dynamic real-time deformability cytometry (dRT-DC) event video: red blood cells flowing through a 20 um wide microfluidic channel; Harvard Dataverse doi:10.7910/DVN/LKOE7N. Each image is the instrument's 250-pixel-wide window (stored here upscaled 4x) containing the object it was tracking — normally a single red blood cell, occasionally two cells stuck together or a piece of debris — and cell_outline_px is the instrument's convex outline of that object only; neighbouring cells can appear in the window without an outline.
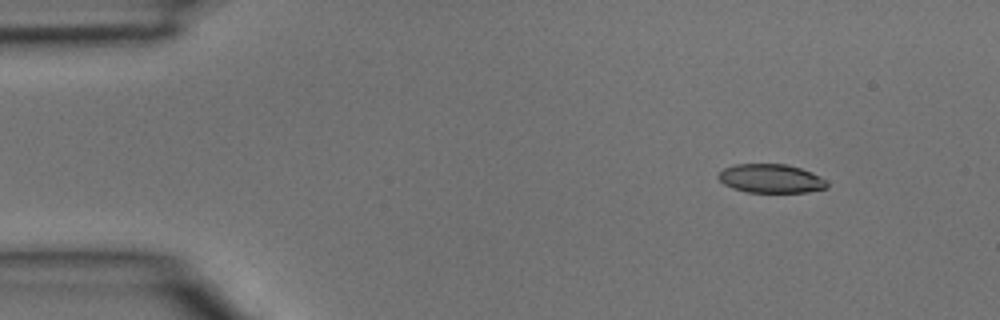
{"species": "common noctule bat (a hibernating species)", "species_latin": "Nyctalus noctula", "temperature_condition": "room temperature", "stored_images_in_passage": 5, "segment_of_instrument_passage": [1, 2], "camera_frame_rate_fps": 3000, "um_per_image_px": 0.085, "animal": {"sex": "male", "body_mass_g": 15.6}, "frame": {"image": 1, "passage_image": 2, "time_ms": 0.333, "image_size_px": [1000, 320], "cell_outline_px": [[828, 188], [808, 192], [748, 192], [732, 188], [724, 184], [716, 176], [724, 168], [736, 164], [788, 164], [812, 172], [828, 180]], "centroid_in_image_um": [65.56, 15.17], "position_along_channel_um": 19.4, "area_um2": 18.38}}